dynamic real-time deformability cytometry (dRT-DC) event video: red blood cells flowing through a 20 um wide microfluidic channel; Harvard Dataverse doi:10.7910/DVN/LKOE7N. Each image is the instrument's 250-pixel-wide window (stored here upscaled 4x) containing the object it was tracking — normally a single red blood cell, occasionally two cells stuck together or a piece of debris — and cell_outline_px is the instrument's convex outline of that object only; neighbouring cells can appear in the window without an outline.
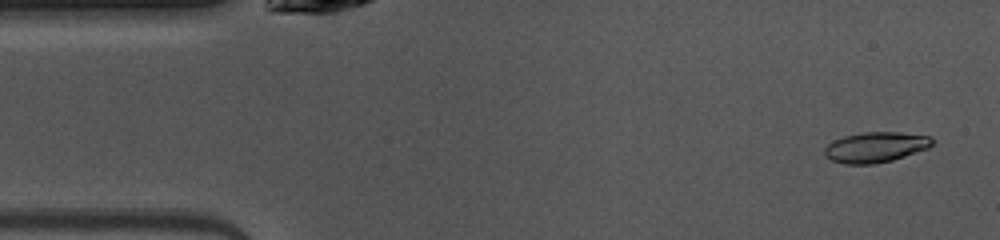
{"species": "common noctule bat (a hibernating species)", "species_latin": "Nyctalus noctula", "temperature_condition": "warm", "stored_images_in_passage": 38, "camera_frame_rate_fps": 3000, "um_per_image_px": 0.085, "animal": {"sex": "female", "body_mass_g": 10.0, "forearm_length_mm": 53.1}, "frame": {"image": 1, "passage_image": 2, "time_ms": 0.333, "image_size_px": [1000, 240], "cell_outline_px": [[932, 144], [928, 148], [892, 160], [876, 164], [844, 164], [832, 160], [824, 156], [824, 148], [832, 140], [844, 136], [864, 132], [900, 132], [932, 136]], "centroid_in_image_um": [74.39, 12.51], "position_along_channel_um": 10.6, "area_um2": 19.13}}
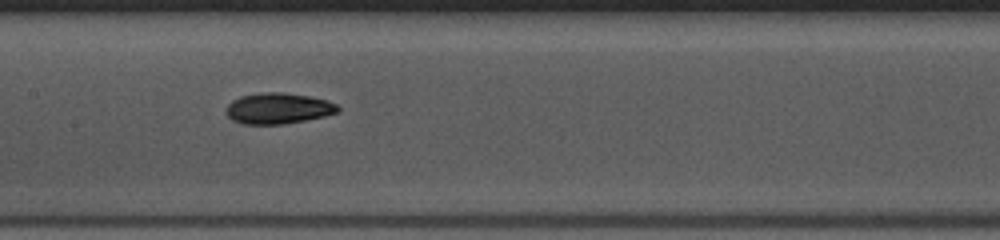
{"frame": {"image": 2, "passage_image": 21, "time_ms": 6.667, "image_size_px": [1000, 240], "cell_outline_px": [[340, 112], [324, 116], [284, 124], [244, 124], [232, 120], [224, 112], [224, 108], [232, 100], [240, 96], [264, 92], [284, 92], [308, 96], [328, 100], [336, 104], [340, 108]], "centroid_in_image_um": [23.62, 9.21], "position_along_channel_um": 183.8, "area_um2": 20.29}}
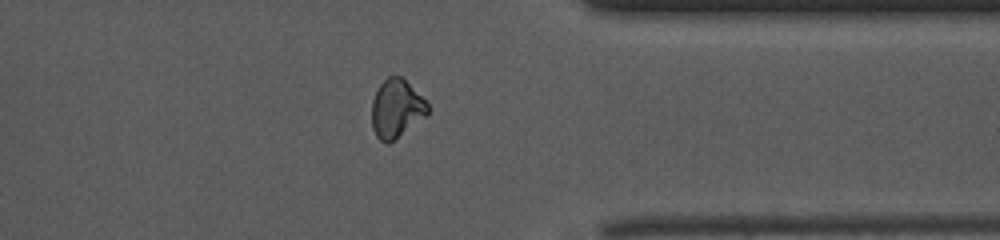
{"frame": {"image": 3, "passage_image": 36, "time_ms": 11.667, "image_size_px": [1000, 240], "cell_outline_px": [[428, 116], [388, 144], [384, 144], [376, 136], [372, 128], [372, 100], [380, 84], [388, 76], [400, 76], [428, 104]], "centroid_in_image_um": [33.68, 9.28], "position_along_channel_um": 377.7, "area_um2": 18.9}}